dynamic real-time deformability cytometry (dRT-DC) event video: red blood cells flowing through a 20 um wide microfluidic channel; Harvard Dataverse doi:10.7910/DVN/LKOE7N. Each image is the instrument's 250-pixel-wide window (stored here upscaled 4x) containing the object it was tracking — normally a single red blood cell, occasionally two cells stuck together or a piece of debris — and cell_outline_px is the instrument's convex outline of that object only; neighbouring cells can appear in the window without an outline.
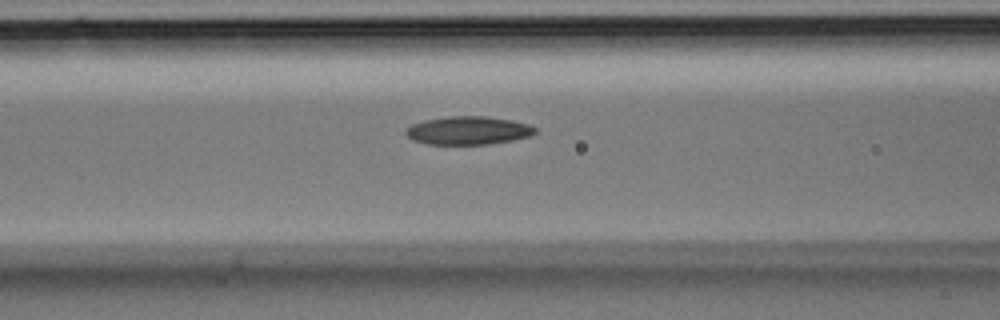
{"species": "Egyptian fruit bat (a non-hibernating species)", "species_latin": "Rousettus aegyptiacus", "temperature_condition": "room temperature", "stored_images_in_passage": 26, "camera_frame_rate_fps": 3000, "um_per_image_px": 0.085, "animal": {"sex": "male"}, "frame": {"image": 1, "passage_image": 6, "time_ms": 1.667, "image_size_px": [1000, 320], "cell_outline_px": [[536, 132], [532, 136], [512, 140], [488, 144], [428, 144], [412, 140], [404, 132], [412, 124], [424, 120], [448, 116], [488, 116], [512, 120], [528, 124], [536, 128]], "centroid_in_image_um": [39.81, 11.08], "position_along_channel_um": 126.8, "area_um2": 21.33}}
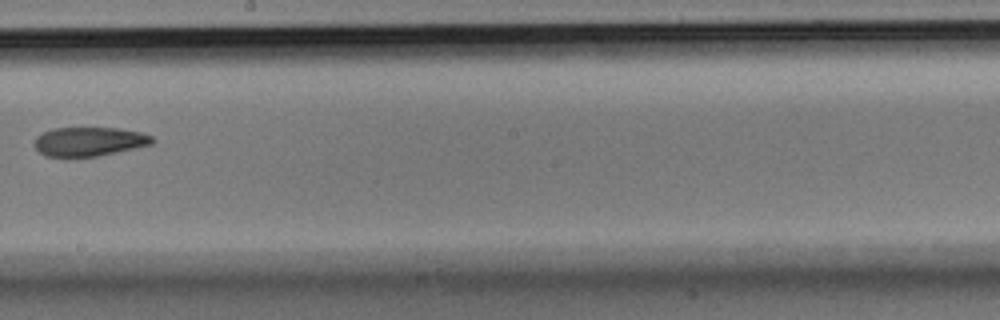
{"frame": {"image": 2, "passage_image": 12, "time_ms": 3.667, "image_size_px": [1000, 320], "cell_outline_px": [[156, 140], [152, 144], [116, 152], [96, 156], [44, 156], [32, 144], [36, 136], [52, 128], [120, 128], [140, 132], [152, 136]], "centroid_in_image_um": [7.57, 12.02], "position_along_channel_um": 240.6, "area_um2": 19.88}}
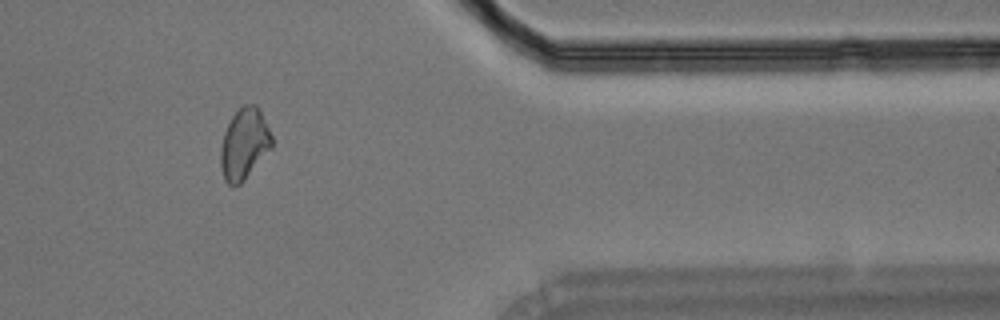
{"frame": {"image": 3, "passage_image": 21, "time_ms": 6.667, "image_size_px": [1000, 320], "cell_outline_px": [[272, 148], [244, 180], [240, 184], [232, 188], [224, 180], [220, 164], [220, 148], [224, 132], [232, 116], [244, 104], [256, 104], [260, 108], [272, 136]], "centroid_in_image_um": [20.76, 12.25], "position_along_channel_um": 390.6, "area_um2": 21.39}}